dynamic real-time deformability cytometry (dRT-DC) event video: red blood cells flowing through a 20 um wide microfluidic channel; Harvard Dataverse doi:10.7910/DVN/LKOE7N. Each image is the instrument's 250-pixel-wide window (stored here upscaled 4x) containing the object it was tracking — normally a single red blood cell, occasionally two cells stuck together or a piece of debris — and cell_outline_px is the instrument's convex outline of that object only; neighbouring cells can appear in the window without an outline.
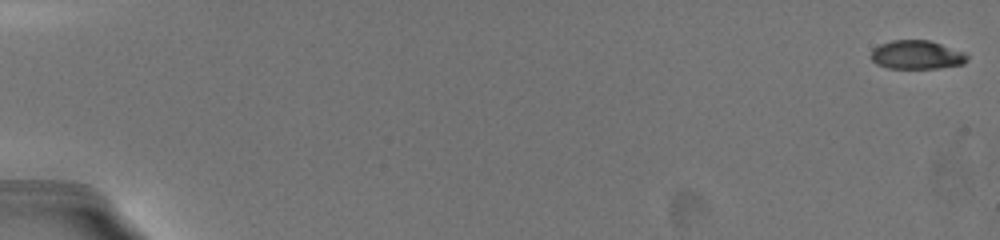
{"species": "common noctule bat (a hibernating species)", "species_latin": "Nyctalus noctula", "temperature_condition": "warm", "stored_images_in_passage": 3, "camera_frame_rate_fps": 3000, "um_per_image_px": 0.085, "animal": {"sex": "female", "body_mass_g": 19.5, "forearm_length_mm": 54.1}, "frame": {"image": 1, "passage_image": 1, "time_ms": 0.0, "image_size_px": [1000, 240], "cell_outline_px": [[968, 60], [964, 64], [936, 68], [888, 68], [876, 64], [868, 56], [872, 48], [880, 44], [892, 40], [928, 40], [964, 52], [968, 56]], "centroid_in_image_um": [77.87, 4.66], "position_along_channel_um": 7.1, "area_um2": 16.18}}